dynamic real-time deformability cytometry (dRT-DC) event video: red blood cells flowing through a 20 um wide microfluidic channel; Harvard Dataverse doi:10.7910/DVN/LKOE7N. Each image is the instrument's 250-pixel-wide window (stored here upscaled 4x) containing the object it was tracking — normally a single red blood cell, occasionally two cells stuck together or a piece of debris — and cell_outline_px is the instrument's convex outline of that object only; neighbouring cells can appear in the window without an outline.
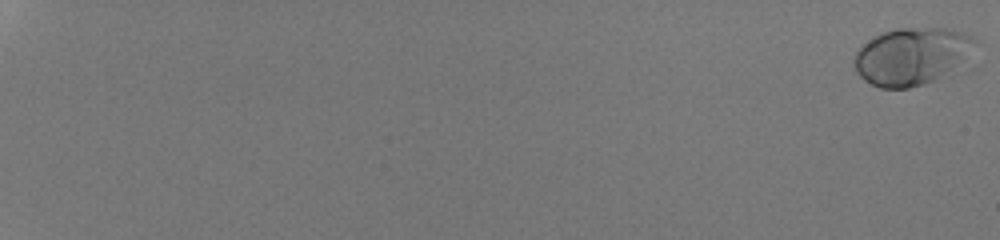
{"species": "human", "species_latin": "Homo sapiens", "temperature_condition": "room temperature", "stored_images_in_passage": 55, "camera_frame_rate_fps": 3000, "um_per_image_px": 0.085, "donor": {"sex": "male"}, "frame": {"image": 1, "passage_image": 1, "time_ms": 0.0, "image_size_px": [1000, 240], "cell_outline_px": [[980, 40], [960, 60], [932, 80], [908, 88], [880, 88], [864, 80], [856, 72], [852, 60], [856, 52], [864, 44], [880, 32], [896, 28], [948, 28], [964, 32]], "centroid_in_image_um": [77.4, 4.74], "position_along_channel_um": 7.6, "area_um2": 39.36}}
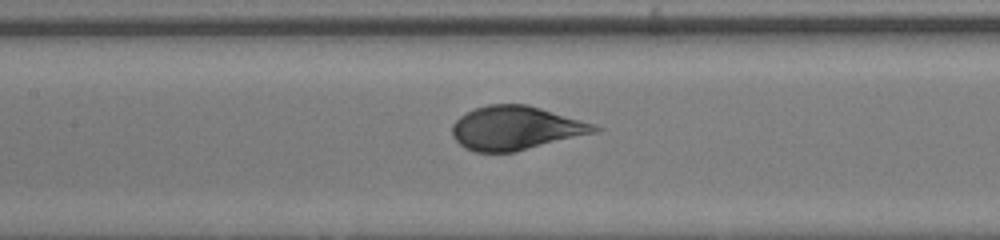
{"frame": {"image": 2, "passage_image": 32, "time_ms": 10.333, "image_size_px": [1000, 240], "cell_outline_px": [[604, 128], [596, 132], [512, 152], [472, 152], [464, 148], [452, 136], [452, 124], [460, 116], [476, 108], [488, 104], [528, 104], [596, 124]], "centroid_in_image_um": [43.83, 10.88], "position_along_channel_um": 163.6, "area_um2": 36.18}}
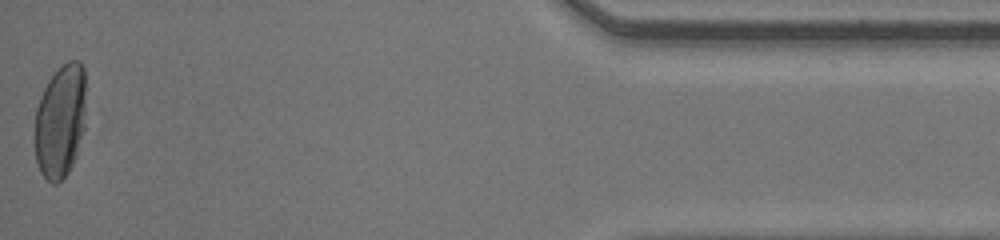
{"frame": {"image": 3, "passage_image": 55, "time_ms": 18.0, "image_size_px": [1000, 240], "cell_outline_px": [[84, 128], [76, 156], [68, 172], [56, 184], [52, 184], [40, 172], [36, 160], [36, 108], [40, 96], [48, 80], [60, 64], [68, 60], [80, 60], [84, 68]], "centroid_in_image_um": [5.13, 10.25], "position_along_channel_um": 430.1, "area_um2": 33.76}, "authors_computed_cell_mechanics": {"area_um2": 36.2984, "velocity_mm_per_s": 4.2343, "shape_relaxation_time_tau1_ms": 4.0803, "shape_relaxation_time_tau2_ms": null, "deformation_change_tau1": 0.1952, "deformation_change_tau2": null}}